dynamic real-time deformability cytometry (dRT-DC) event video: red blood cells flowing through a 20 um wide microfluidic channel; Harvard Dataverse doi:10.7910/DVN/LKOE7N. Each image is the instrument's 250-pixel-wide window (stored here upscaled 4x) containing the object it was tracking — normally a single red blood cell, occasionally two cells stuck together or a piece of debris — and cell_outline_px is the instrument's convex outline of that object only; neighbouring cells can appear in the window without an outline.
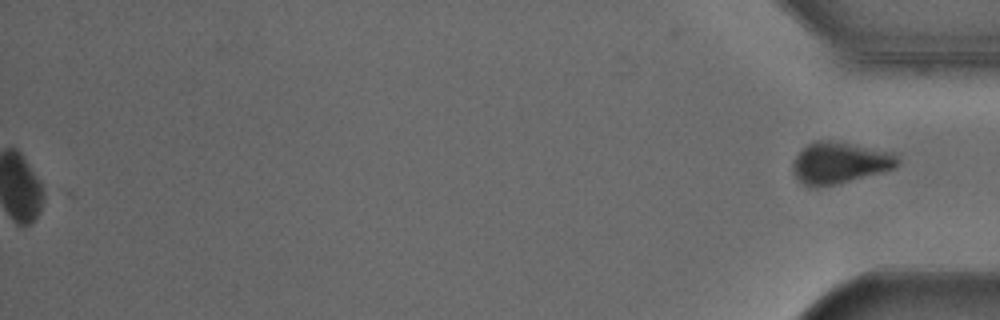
{"species": "Egyptian fruit bat (a non-hibernating species)", "species_latin": "Rousettus aegyptiacus", "temperature_condition": "cold", "stored_images_in_passage": 53, "segment_of_instrument_passage": [2, 2], "camera_frame_rate_fps": 3000, "um_per_image_px": 0.085, "animal": {"sex": "male"}, "frame": {"image": 1, "passage_image": 53, "time_ms": 17.333, "image_size_px": [1000, 320], "cell_outline_px": [[900, 164], [896, 168], [836, 184], [816, 188], [804, 184], [792, 172], [792, 164], [800, 148], [816, 140], [828, 140], [892, 152], [900, 160]], "centroid_in_image_um": [71.35, 13.84], "position_along_channel_um": 363.9, "area_um2": 25.2}}